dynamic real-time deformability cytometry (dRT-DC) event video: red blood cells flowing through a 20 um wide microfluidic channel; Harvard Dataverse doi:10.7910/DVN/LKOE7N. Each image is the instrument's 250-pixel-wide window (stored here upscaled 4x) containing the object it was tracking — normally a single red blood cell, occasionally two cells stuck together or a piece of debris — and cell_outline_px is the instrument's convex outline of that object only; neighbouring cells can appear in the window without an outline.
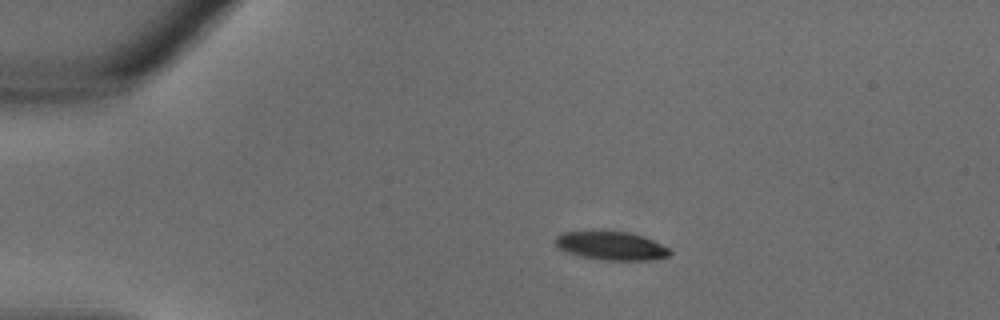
{"species": "common noctule bat (a hibernating species)", "species_latin": "Nyctalus noctula", "temperature_condition": "warm", "stored_images_in_passage": 33, "camera_frame_rate_fps": 3000, "um_per_image_px": 0.085, "animal": {"sex": "male", "body_mass_g": 18.8}, "frame": {"image": 1, "passage_image": 6, "time_ms": 1.667, "image_size_px": [1000, 320], "cell_outline_px": [[672, 252], [668, 256], [648, 260], [604, 260], [580, 256], [568, 252], [560, 248], [556, 244], [556, 236], [564, 232], [628, 232], [644, 236], [668, 248]], "centroid_in_image_um": [51.97, 20.9], "position_along_channel_um": 33.0, "area_um2": 18.55}}
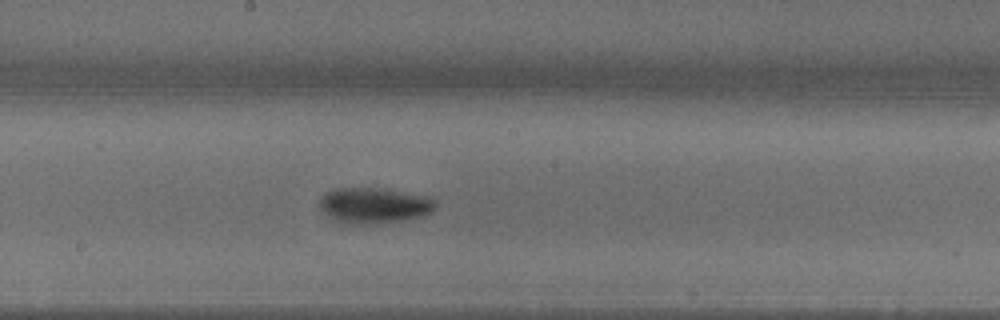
{"frame": {"image": 2, "passage_image": 18, "time_ms": 5.667, "image_size_px": [1000, 320], "cell_outline_px": [[436, 208], [432, 212], [424, 216], [404, 220], [364, 224], [344, 224], [332, 220], [320, 208], [320, 200], [328, 192], [340, 188], [384, 188], [432, 196], [436, 200]], "centroid_in_image_um": [31.87, 17.46], "position_along_channel_um": 216.3, "area_um2": 24.39}}
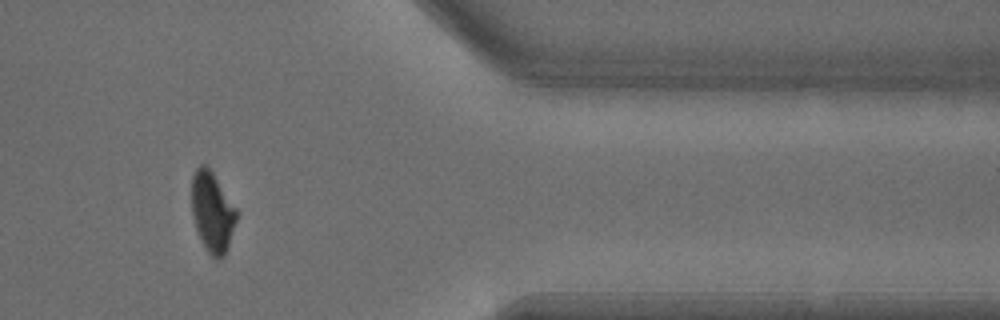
{"frame": {"image": 3, "passage_image": 28, "time_ms": 9.0, "image_size_px": [1000, 320], "cell_outline_px": [[236, 220], [228, 248], [224, 256], [216, 260], [208, 252], [196, 228], [192, 216], [192, 176], [196, 168], [200, 164], [204, 164], [212, 172], [236, 208]], "centroid_in_image_um": [18.04, 18.02], "position_along_channel_um": 393.4, "area_um2": 20.58}}